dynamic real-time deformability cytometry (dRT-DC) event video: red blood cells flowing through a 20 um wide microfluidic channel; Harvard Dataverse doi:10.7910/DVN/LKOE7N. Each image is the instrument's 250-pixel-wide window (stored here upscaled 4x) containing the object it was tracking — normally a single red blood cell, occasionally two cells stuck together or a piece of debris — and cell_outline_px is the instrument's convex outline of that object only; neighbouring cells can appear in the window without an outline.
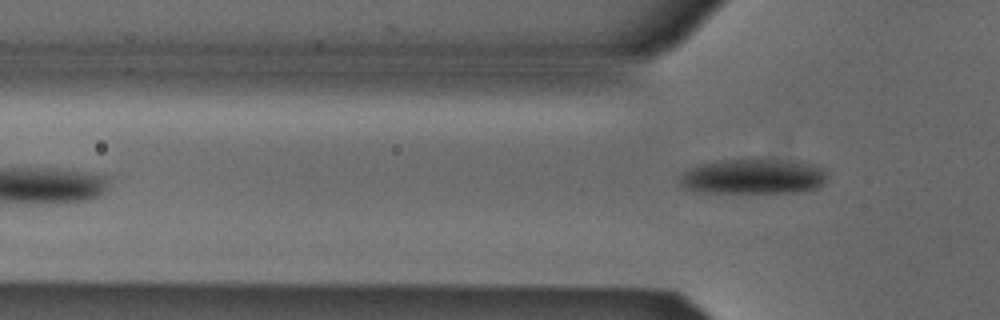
{"species": "Egyptian fruit bat (a non-hibernating species)", "species_latin": "Rousettus aegyptiacus", "temperature_condition": "cold", "stored_images_in_passage": 4, "camera_frame_rate_fps": 3000, "um_per_image_px": 0.085, "animal": {"sex": "male"}, "frame": {"image": 1, "passage_image": 4, "time_ms": 1.0, "image_size_px": [1000, 320], "cell_outline_px": [[828, 176], [816, 188], [796, 192], [704, 192], [684, 188], [680, 184], [680, 180], [684, 172], [700, 164], [716, 160], [780, 160], [812, 164], [824, 168], [828, 172]], "centroid_in_image_um": [64.04, 15.0], "position_along_channel_um": 61.8, "area_um2": 29.71}}